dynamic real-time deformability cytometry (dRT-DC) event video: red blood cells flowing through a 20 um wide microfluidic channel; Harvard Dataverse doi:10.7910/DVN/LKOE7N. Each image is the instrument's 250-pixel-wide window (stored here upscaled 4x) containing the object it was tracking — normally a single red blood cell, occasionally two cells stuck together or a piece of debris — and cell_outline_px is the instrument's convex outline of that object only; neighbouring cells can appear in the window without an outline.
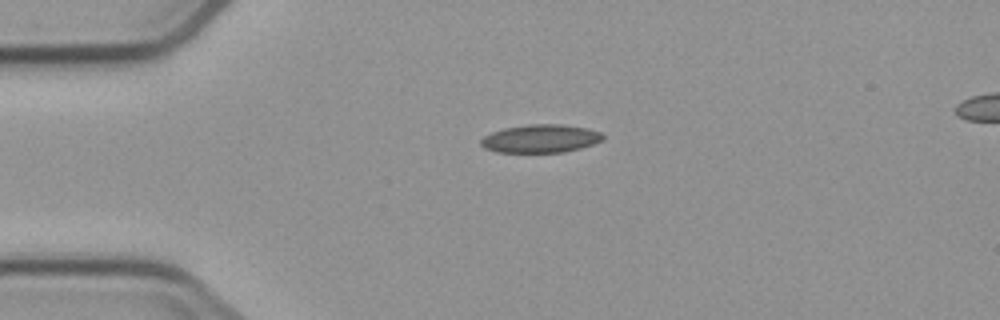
{"species": "common noctule bat (a hibernating species)", "species_latin": "Nyctalus noctula", "temperature_condition": "cold", "stored_images_in_passage": 2, "segment_of_instrument_passage": [1, 2], "camera_frame_rate_fps": 3000, "um_per_image_px": 0.085, "animal": {"sex": "male", "body_mass_g": 23.1, "forearm_length_mm": 52.7}, "frame": {"image": 1, "passage_image": 1, "time_ms": 0.0, "image_size_px": [1000, 320], "cell_outline_px": [[604, 140], [580, 148], [564, 152], [496, 152], [484, 148], [480, 144], [480, 140], [484, 136], [492, 132], [504, 128], [532, 124], [560, 124], [588, 128], [600, 132], [604, 136]], "centroid_in_image_um": [45.95, 11.78], "position_along_channel_um": 39.1, "area_um2": 20.0}}